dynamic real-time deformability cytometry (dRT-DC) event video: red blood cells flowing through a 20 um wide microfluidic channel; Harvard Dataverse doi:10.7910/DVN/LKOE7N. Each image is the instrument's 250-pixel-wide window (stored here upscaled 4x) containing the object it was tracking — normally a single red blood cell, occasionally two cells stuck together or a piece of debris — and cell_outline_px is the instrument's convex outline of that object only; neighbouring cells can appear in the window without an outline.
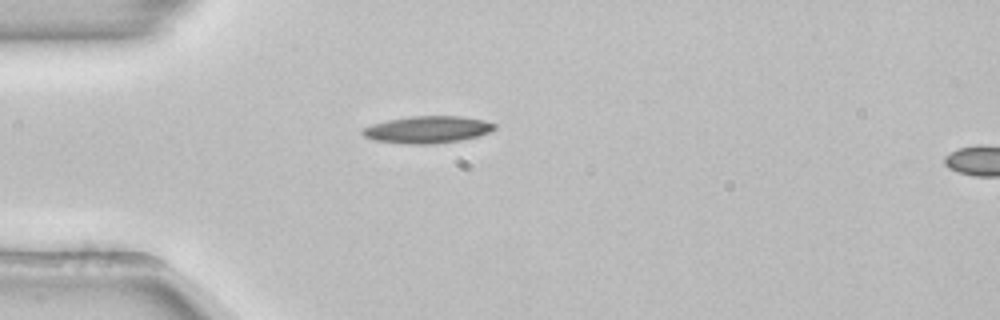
{"species": "common noctule bat (a hibernating species)", "species_latin": "Nyctalus noctula", "temperature_condition": "room temperature", "stored_images_in_passage": 39, "camera_frame_rate_fps": 3000, "um_per_image_px": 0.085, "animal": {"sex": "female", "body_mass_g": 22.7, "forearm_length_mm": 54.2}, "frame": {"image": 1, "passage_image": 1, "time_ms": 0.0, "image_size_px": [1000, 320], "cell_outline_px": [[496, 128], [488, 132], [476, 136], [460, 140], [436, 144], [408, 144], [372, 140], [364, 136], [360, 132], [364, 128], [372, 124], [388, 120], [408, 116], [460, 116], [480, 120], [496, 124]], "centroid_in_image_um": [36.29, 11.02], "position_along_channel_um": 48.7, "area_um2": 20.69}}
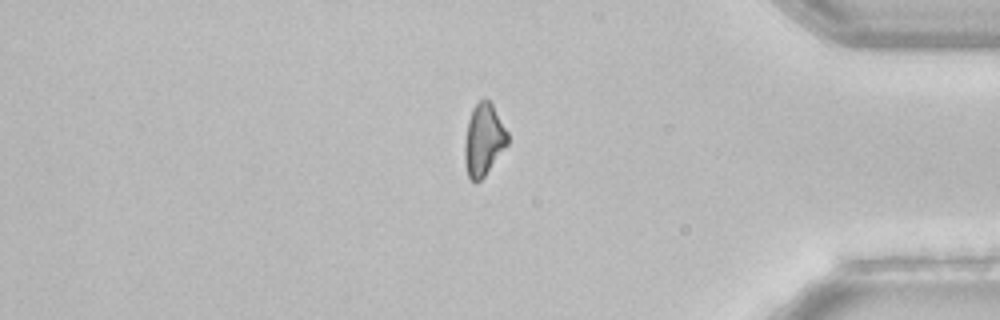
{"frame": {"image": 2, "passage_image": 31, "time_ms": 10.0, "image_size_px": [1000, 320], "cell_outline_px": [[508, 144], [484, 176], [476, 184], [468, 176], [464, 160], [464, 144], [468, 120], [472, 108], [484, 96], [492, 104], [508, 132]], "centroid_in_image_um": [41.1, 11.87], "position_along_channel_um": 394.1, "area_um2": 18.03}}